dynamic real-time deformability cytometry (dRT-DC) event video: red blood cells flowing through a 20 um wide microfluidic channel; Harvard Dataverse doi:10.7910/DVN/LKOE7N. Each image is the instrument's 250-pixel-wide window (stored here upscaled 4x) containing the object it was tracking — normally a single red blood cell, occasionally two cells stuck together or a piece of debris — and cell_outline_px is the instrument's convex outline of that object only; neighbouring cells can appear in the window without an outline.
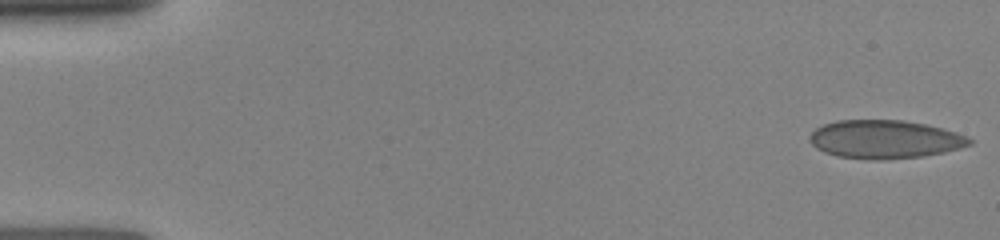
{"species": "human", "species_latin": "Homo sapiens", "temperature_condition": "room temperature", "stored_images_in_passage": 7, "camera_frame_rate_fps": 3000, "um_per_image_px": 0.085, "donor": {"sex": "female"}, "frame": {"image": 1, "passage_image": 1, "time_ms": 0.0, "image_size_px": [1000, 240], "cell_outline_px": [[972, 144], [960, 148], [944, 152], [924, 156], [884, 160], [872, 160], [836, 156], [824, 152], [816, 148], [808, 140], [808, 136], [816, 128], [824, 124], [836, 120], [904, 120], [924, 124], [956, 132], [972, 140]], "centroid_in_image_um": [75.17, 11.85], "position_along_channel_um": 9.8, "area_um2": 35.84}}
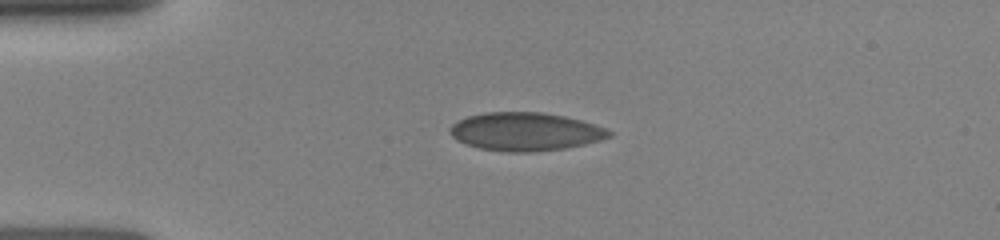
{"frame": {"image": 2, "passage_image": 6, "time_ms": 3.333, "image_size_px": [1000, 240], "cell_outline_px": [[612, 136], [600, 140], [584, 144], [564, 148], [536, 152], [504, 152], [480, 148], [464, 144], [456, 140], [448, 132], [448, 128], [456, 120], [468, 116], [484, 112], [540, 112], [564, 116], [580, 120], [608, 128], [612, 132]], "centroid_in_image_um": [44.62, 11.19], "position_along_channel_um": 40.4, "area_um2": 35.78}}